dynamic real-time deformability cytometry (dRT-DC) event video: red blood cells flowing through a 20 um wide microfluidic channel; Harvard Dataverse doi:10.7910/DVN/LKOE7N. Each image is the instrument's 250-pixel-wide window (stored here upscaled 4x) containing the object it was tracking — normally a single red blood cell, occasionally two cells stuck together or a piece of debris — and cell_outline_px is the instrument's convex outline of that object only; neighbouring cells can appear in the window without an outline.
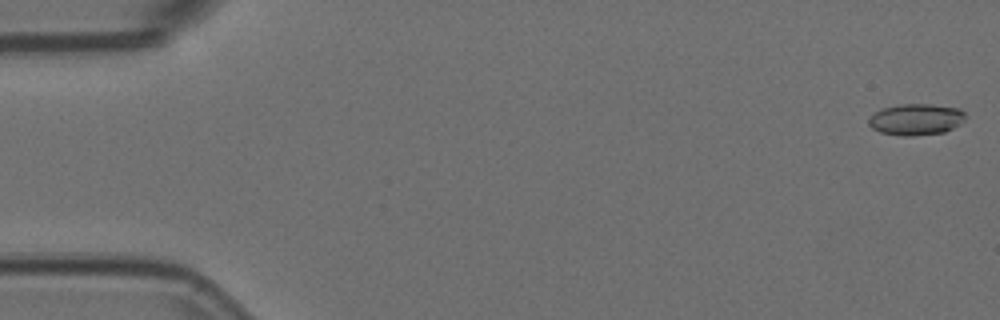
{"species": "Egyptian fruit bat (a non-hibernating species)", "species_latin": "Rousettus aegyptiacus", "temperature_condition": "room temperature", "stored_images_in_passage": 56, "camera_frame_rate_fps": 3000, "um_per_image_px": 0.085, "animal": {"sex": "female"}, "frame": {"image": 1, "passage_image": 1, "time_ms": 0.0, "image_size_px": [1000, 320], "cell_outline_px": [[968, 116], [960, 124], [944, 132], [912, 136], [900, 136], [880, 132], [872, 128], [868, 124], [868, 120], [880, 108], [900, 104], [932, 104], [960, 108]], "centroid_in_image_um": [77.88, 10.14], "position_along_channel_um": 7.1, "area_um2": 17.86}}
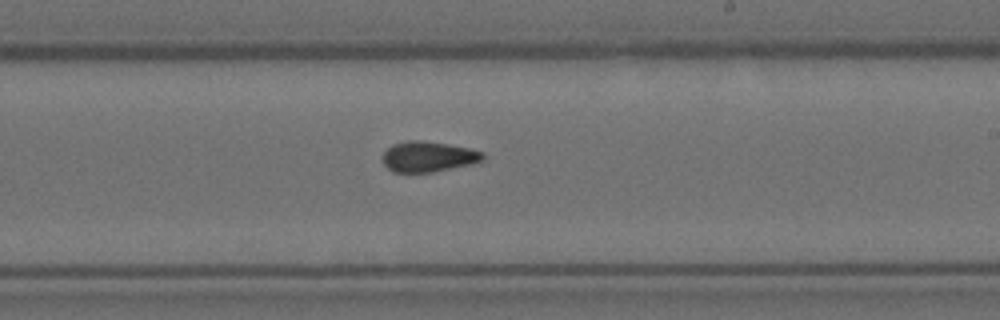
{"frame": {"image": 2, "passage_image": 33, "time_ms": 10.667, "image_size_px": [1000, 320], "cell_outline_px": [[484, 160], [472, 164], [432, 172], [392, 172], [384, 164], [384, 152], [392, 144], [408, 140], [420, 140], [448, 144], [468, 148], [484, 152]], "centroid_in_image_um": [36.42, 13.31], "position_along_channel_um": 252.6, "area_um2": 17.74}}
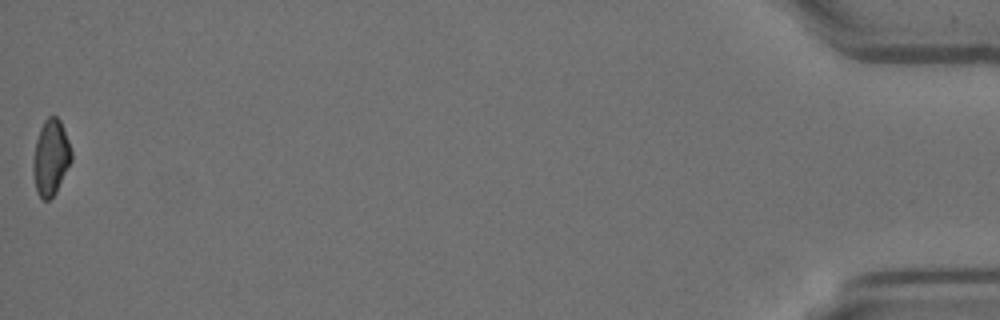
{"frame": {"image": 3, "passage_image": 56, "time_ms": 18.333, "image_size_px": [1000, 320], "cell_outline_px": [[72, 160], [56, 192], [48, 200], [40, 200], [36, 192], [32, 172], [32, 168], [36, 140], [40, 128], [44, 120], [48, 116], [56, 116], [60, 120], [68, 140], [72, 152]], "centroid_in_image_um": [4.3, 13.41], "position_along_channel_um": 430.9, "area_um2": 16.99}, "authors_computed_cell_mechanics": {"area_um2": 17.7157, "velocity_mm_per_s": 3.6468, "shape_relaxation_time_tau1_ms": null, "shape_relaxation_time_tau2_ms": 3.0745, "deformation_change_tau1": null, "deformation_change_tau2": 0.0783}}